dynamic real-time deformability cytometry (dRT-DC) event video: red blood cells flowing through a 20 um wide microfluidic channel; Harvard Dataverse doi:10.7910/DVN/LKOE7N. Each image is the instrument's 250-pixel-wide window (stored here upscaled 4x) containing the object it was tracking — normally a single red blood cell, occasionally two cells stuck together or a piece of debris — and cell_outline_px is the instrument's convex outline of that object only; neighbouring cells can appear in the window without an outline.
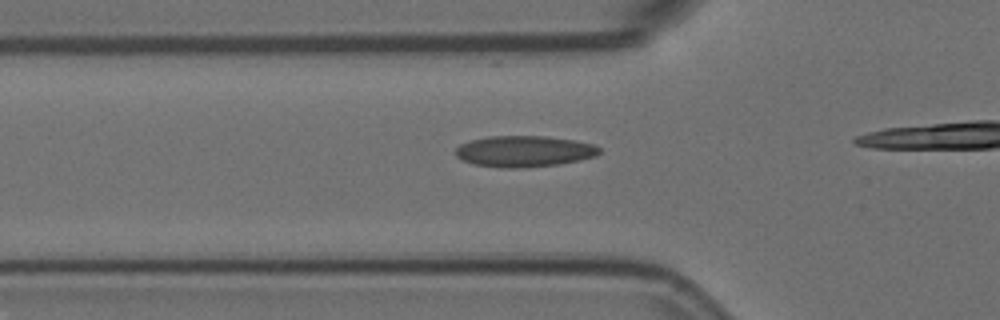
{"species": "Egyptian fruit bat (a non-hibernating species)", "species_latin": "Rousettus aegyptiacus", "temperature_condition": "room temperature", "stored_images_in_passage": 4, "camera_frame_rate_fps": 3000, "um_per_image_px": 0.085, "animal": {"sex": "female"}, "frame": {"image": 1, "passage_image": 3, "time_ms": 0.667, "image_size_px": [1000, 320], "cell_outline_px": [[600, 152], [596, 156], [580, 160], [560, 164], [524, 168], [500, 168], [472, 164], [456, 156], [456, 148], [460, 144], [472, 140], [488, 136], [544, 136], [576, 140], [592, 144], [600, 148]], "centroid_in_image_um": [44.56, 12.87], "position_along_channel_um": 81.2, "area_um2": 26.24}}